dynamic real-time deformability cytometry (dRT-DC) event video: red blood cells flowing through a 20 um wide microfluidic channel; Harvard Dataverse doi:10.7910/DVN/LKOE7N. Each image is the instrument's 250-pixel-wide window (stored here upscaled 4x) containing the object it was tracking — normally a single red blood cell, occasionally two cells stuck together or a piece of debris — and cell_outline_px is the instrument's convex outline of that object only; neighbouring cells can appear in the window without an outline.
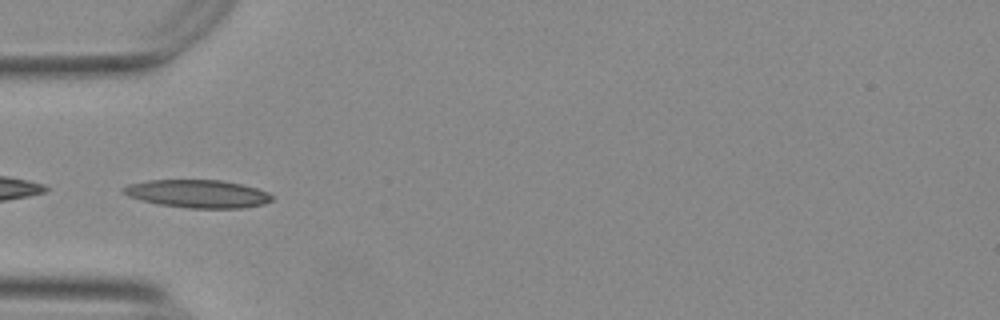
{"species": "Egyptian fruit bat (a non-hibernating species)", "species_latin": "Rousettus aegyptiacus", "temperature_condition": "warm", "stored_images_in_passage": 37, "camera_frame_rate_fps": 3000, "um_per_image_px": 0.085, "animal": {"sex": "female"}, "frame": {"image": 1, "passage_image": 17, "time_ms": 5.333, "image_size_px": [1000, 320], "cell_outline_px": [[272, 200], [264, 204], [240, 208], [188, 208], [160, 204], [128, 196], [120, 192], [120, 188], [132, 184], [148, 180], [220, 180], [240, 184], [256, 188], [268, 192], [272, 196]], "centroid_in_image_um": [16.8, 16.47], "position_along_channel_um": 68.2, "area_um2": 23.99}}
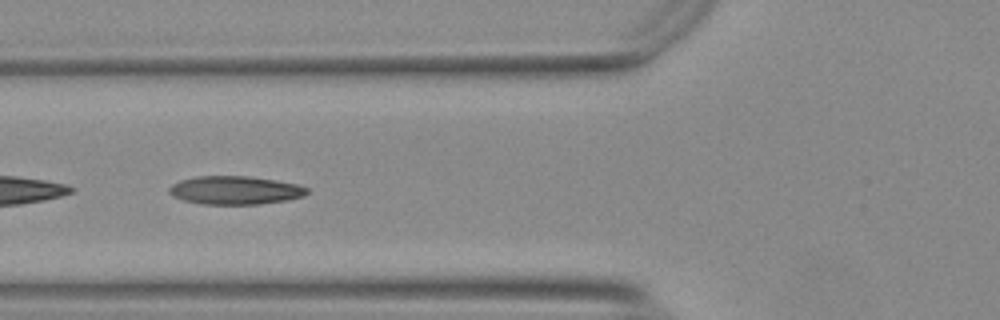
{"frame": {"image": 2, "passage_image": 20, "time_ms": 6.333, "image_size_px": [1000, 320], "cell_outline_px": [[308, 192], [304, 196], [288, 200], [260, 204], [204, 204], [184, 200], [172, 196], [168, 192], [168, 188], [172, 184], [180, 180], [196, 176], [248, 176], [276, 180], [296, 184], [308, 188]], "centroid_in_image_um": [19.97, 16.17], "position_along_channel_um": 105.8, "area_um2": 22.83}}
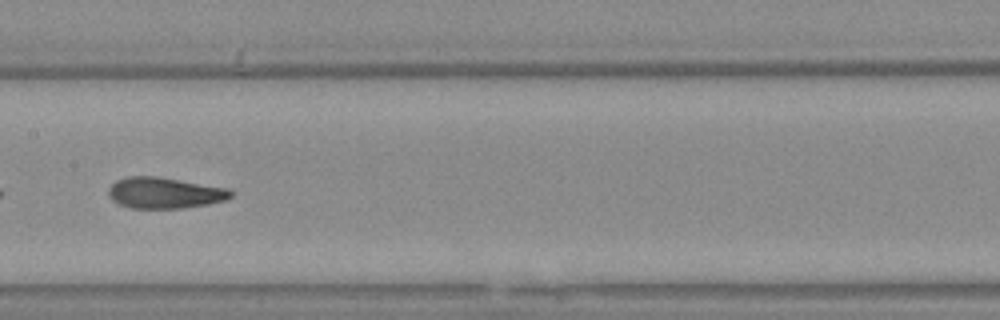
{"frame": {"image": 3, "passage_image": 27, "time_ms": 8.667, "image_size_px": [1000, 320], "cell_outline_px": [[232, 196], [224, 200], [208, 204], [184, 208], [132, 208], [120, 204], [112, 200], [108, 196], [108, 188], [116, 180], [128, 176], [156, 176], [228, 188], [232, 192]], "centroid_in_image_um": [13.96, 16.39], "position_along_channel_um": 193.4, "area_um2": 22.08}}